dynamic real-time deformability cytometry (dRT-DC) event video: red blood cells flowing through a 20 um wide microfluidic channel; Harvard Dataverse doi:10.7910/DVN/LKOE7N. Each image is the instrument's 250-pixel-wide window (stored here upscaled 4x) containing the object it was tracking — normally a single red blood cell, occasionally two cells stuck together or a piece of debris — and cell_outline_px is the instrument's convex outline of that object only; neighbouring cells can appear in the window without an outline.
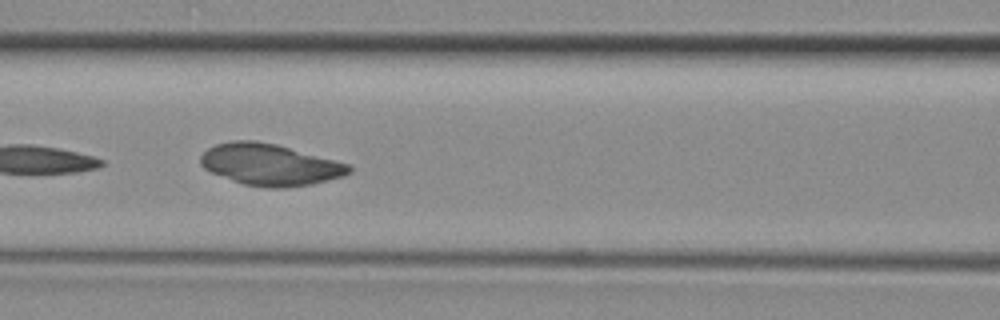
{"species": "common noctule bat (a hibernating species)", "species_latin": "Nyctalus noctula", "temperature_condition": "room temperature", "stored_images_in_passage": 31, "camera_frame_rate_fps": 3000, "um_per_image_px": 0.085, "animal": {"sex": "female", "body_mass_g": 29.2, "forearm_length_mm": 56.3}, "frame": {"image": 1, "passage_image": 6, "time_ms": 1.667, "image_size_px": [1000, 320], "cell_outline_px": [[352, 172], [344, 176], [312, 184], [284, 188], [268, 188], [244, 184], [232, 180], [212, 172], [204, 168], [200, 164], [200, 156], [208, 148], [216, 144], [232, 140], [256, 140], [276, 144], [352, 164]], "centroid_in_image_um": [22.98, 13.99], "position_along_channel_um": 143.6, "area_um2": 36.13}}
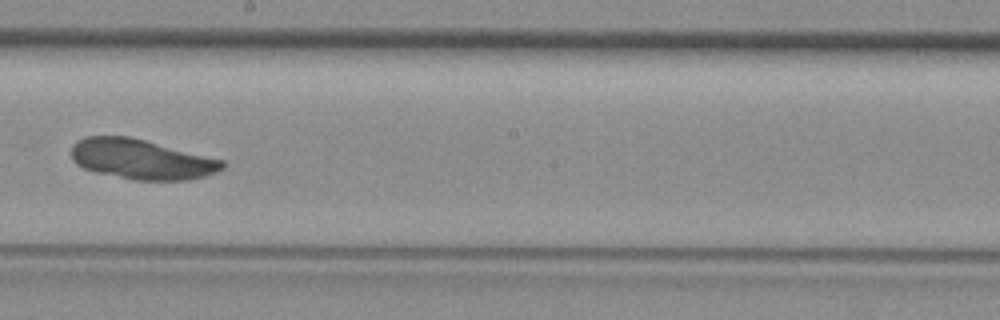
{"frame": {"image": 2, "passage_image": 12, "time_ms": 3.667, "image_size_px": [1000, 320], "cell_outline_px": [[224, 168], [216, 172], [204, 176], [188, 180], [132, 180], [96, 172], [84, 168], [76, 164], [72, 160], [72, 144], [76, 140], [84, 136], [128, 136], [224, 160]], "centroid_in_image_um": [11.99, 13.54], "position_along_channel_um": 236.2, "area_um2": 35.14}}
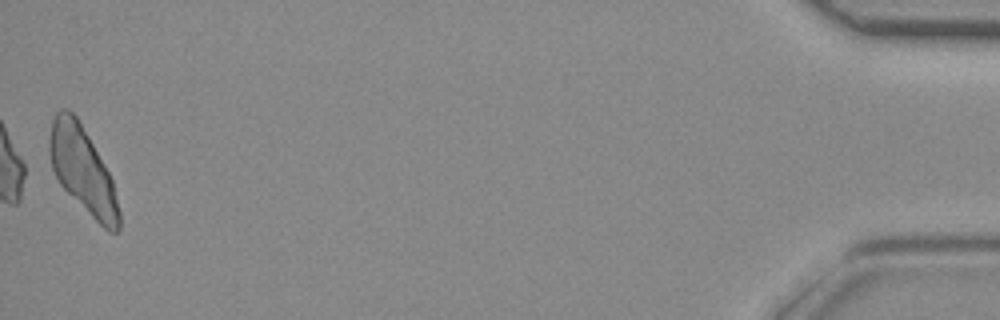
{"frame": {"image": 3, "passage_image": 31, "time_ms": 10.0, "image_size_px": [1000, 320], "cell_outline_px": [[120, 228], [116, 232], [108, 232], [60, 184], [52, 168], [48, 148], [48, 140], [52, 120], [56, 112], [60, 108], [68, 108], [76, 116], [108, 172], [112, 180], [120, 212]], "centroid_in_image_um": [7.0, 14.43], "position_along_channel_um": 428.2, "area_um2": 34.22}}